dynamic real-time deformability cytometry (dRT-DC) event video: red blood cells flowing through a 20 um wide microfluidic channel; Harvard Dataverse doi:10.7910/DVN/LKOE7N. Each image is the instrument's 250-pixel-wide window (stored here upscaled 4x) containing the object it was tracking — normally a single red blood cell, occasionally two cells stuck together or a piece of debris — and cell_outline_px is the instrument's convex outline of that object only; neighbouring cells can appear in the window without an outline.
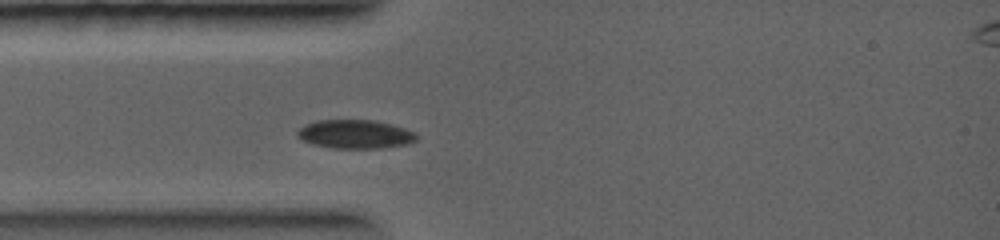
{"species": "common noctule bat (a hibernating species)", "species_latin": "Nyctalus noctula", "temperature_condition": "warm", "stored_images_in_passage": 28, "camera_frame_rate_fps": 5000, "um_per_image_px": 0.085, "animal": {"sex": "female", "body_mass_g": 19.0, "forearm_length_mm": 56.7}, "frame": {"image": 1, "passage_image": 5, "time_ms": 1.8, "image_size_px": [1000, 240], "cell_outline_px": [[416, 140], [408, 144], [380, 148], [332, 148], [312, 144], [296, 136], [296, 132], [304, 124], [316, 120], [376, 120], [392, 124], [404, 128], [412, 132], [416, 136]], "centroid_in_image_um": [30.15, 11.4], "position_along_channel_um": 54.8, "area_um2": 19.94}}
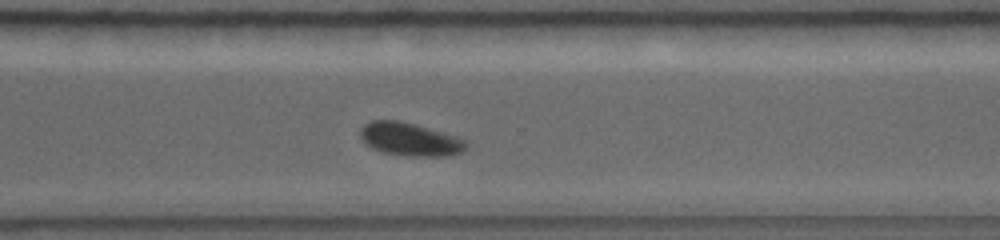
{"frame": {"image": 2, "passage_image": 24, "time_ms": 7.2, "image_size_px": [1000, 240], "cell_outline_px": [[468, 144], [460, 152], [448, 156], [408, 156], [384, 152], [372, 148], [364, 144], [360, 136], [360, 128], [364, 124], [372, 120], [400, 120], [416, 124], [456, 136], [468, 140]], "centroid_in_image_um": [34.83, 11.83], "position_along_channel_um": 335.8, "area_um2": 20.58}}